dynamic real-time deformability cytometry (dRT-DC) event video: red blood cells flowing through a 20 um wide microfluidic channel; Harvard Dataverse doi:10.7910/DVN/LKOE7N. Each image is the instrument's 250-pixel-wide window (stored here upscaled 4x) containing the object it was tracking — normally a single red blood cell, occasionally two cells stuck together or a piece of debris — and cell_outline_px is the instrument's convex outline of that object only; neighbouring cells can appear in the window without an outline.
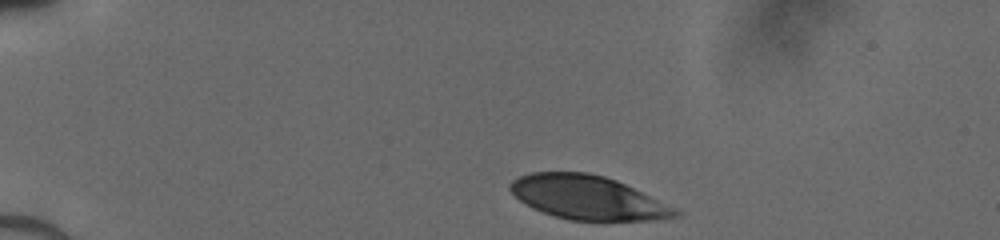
{"species": "human", "species_latin": "Homo sapiens", "temperature_condition": "cold", "stored_images_in_passage": 34, "camera_frame_rate_fps": 3000, "um_per_image_px": 0.085, "donor": {"sex": "male"}, "frame": {"image": 1, "passage_image": 1, "time_ms": 0.0, "image_size_px": [1000, 240], "cell_outline_px": [[684, 212], [680, 216], [656, 220], [568, 220], [532, 208], [520, 200], [508, 188], [508, 184], [512, 180], [520, 176], [532, 172], [588, 172], [604, 176], [616, 180], [676, 208]], "centroid_in_image_um": [49.97, 16.79], "position_along_channel_um": 35.0, "area_um2": 42.02}}
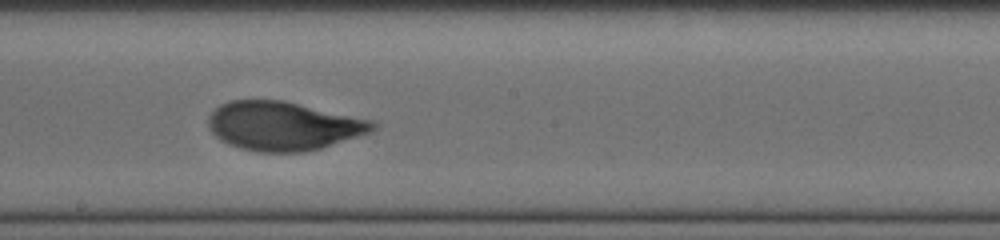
{"frame": {"image": 2, "passage_image": 20, "time_ms": 6.333, "image_size_px": [1000, 240], "cell_outline_px": [[380, 124], [372, 132], [308, 152], [256, 152], [240, 148], [228, 144], [220, 140], [208, 128], [208, 116], [220, 104], [228, 100], [284, 100], [372, 120]], "centroid_in_image_um": [24.08, 10.71], "position_along_channel_um": 224.1, "area_um2": 47.11}}
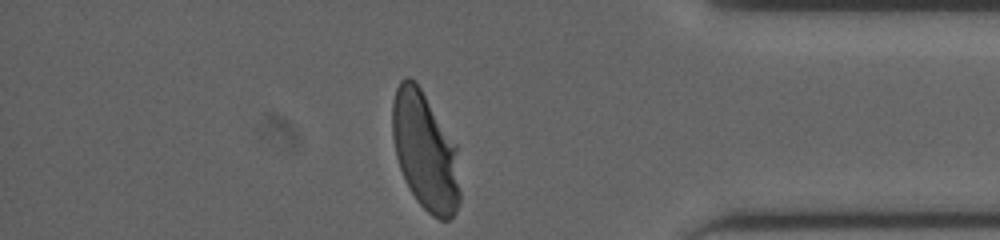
{"frame": {"image": 3, "passage_image": 34, "time_ms": 11.0, "image_size_px": [1000, 240], "cell_outline_px": [[460, 200], [456, 212], [448, 220], [440, 220], [432, 216], [416, 200], [400, 168], [396, 156], [392, 136], [392, 100], [396, 88], [400, 80], [404, 76], [408, 76], [416, 80], [456, 144], [460, 192]], "centroid_in_image_um": [36.13, 12.82], "position_along_channel_um": 399.1, "area_um2": 46.64}}